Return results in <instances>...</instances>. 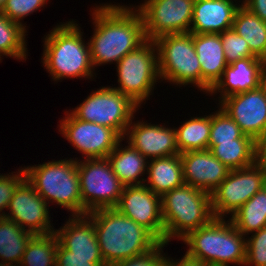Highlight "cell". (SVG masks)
Here are the masks:
<instances>
[{
	"mask_svg": "<svg viewBox=\"0 0 266 266\" xmlns=\"http://www.w3.org/2000/svg\"><path fill=\"white\" fill-rule=\"evenodd\" d=\"M239 6L232 0H195L189 33L220 34L232 29Z\"/></svg>",
	"mask_w": 266,
	"mask_h": 266,
	"instance_id": "obj_20",
	"label": "cell"
},
{
	"mask_svg": "<svg viewBox=\"0 0 266 266\" xmlns=\"http://www.w3.org/2000/svg\"><path fill=\"white\" fill-rule=\"evenodd\" d=\"M138 107L128 96L109 86L93 91L70 112L77 119L110 127L124 139Z\"/></svg>",
	"mask_w": 266,
	"mask_h": 266,
	"instance_id": "obj_9",
	"label": "cell"
},
{
	"mask_svg": "<svg viewBox=\"0 0 266 266\" xmlns=\"http://www.w3.org/2000/svg\"><path fill=\"white\" fill-rule=\"evenodd\" d=\"M255 163L266 175V136L256 140Z\"/></svg>",
	"mask_w": 266,
	"mask_h": 266,
	"instance_id": "obj_39",
	"label": "cell"
},
{
	"mask_svg": "<svg viewBox=\"0 0 266 266\" xmlns=\"http://www.w3.org/2000/svg\"><path fill=\"white\" fill-rule=\"evenodd\" d=\"M68 112L60 121L59 132L85 159L107 158L125 140L110 127L77 119Z\"/></svg>",
	"mask_w": 266,
	"mask_h": 266,
	"instance_id": "obj_13",
	"label": "cell"
},
{
	"mask_svg": "<svg viewBox=\"0 0 266 266\" xmlns=\"http://www.w3.org/2000/svg\"><path fill=\"white\" fill-rule=\"evenodd\" d=\"M158 54L160 78L178 86L195 85L202 90V72L192 33L168 34L153 40Z\"/></svg>",
	"mask_w": 266,
	"mask_h": 266,
	"instance_id": "obj_7",
	"label": "cell"
},
{
	"mask_svg": "<svg viewBox=\"0 0 266 266\" xmlns=\"http://www.w3.org/2000/svg\"><path fill=\"white\" fill-rule=\"evenodd\" d=\"M260 88L263 90L264 95L266 96V68L263 70L261 75Z\"/></svg>",
	"mask_w": 266,
	"mask_h": 266,
	"instance_id": "obj_42",
	"label": "cell"
},
{
	"mask_svg": "<svg viewBox=\"0 0 266 266\" xmlns=\"http://www.w3.org/2000/svg\"><path fill=\"white\" fill-rule=\"evenodd\" d=\"M87 214L94 222L106 266L148 253L161 243L148 229L116 208L97 209Z\"/></svg>",
	"mask_w": 266,
	"mask_h": 266,
	"instance_id": "obj_2",
	"label": "cell"
},
{
	"mask_svg": "<svg viewBox=\"0 0 266 266\" xmlns=\"http://www.w3.org/2000/svg\"><path fill=\"white\" fill-rule=\"evenodd\" d=\"M14 173L17 174L12 172L10 175L5 174L0 177V218L4 217L5 212L3 210L8 208L15 189L25 179L23 168Z\"/></svg>",
	"mask_w": 266,
	"mask_h": 266,
	"instance_id": "obj_36",
	"label": "cell"
},
{
	"mask_svg": "<svg viewBox=\"0 0 266 266\" xmlns=\"http://www.w3.org/2000/svg\"><path fill=\"white\" fill-rule=\"evenodd\" d=\"M246 238L245 265L266 266V227Z\"/></svg>",
	"mask_w": 266,
	"mask_h": 266,
	"instance_id": "obj_34",
	"label": "cell"
},
{
	"mask_svg": "<svg viewBox=\"0 0 266 266\" xmlns=\"http://www.w3.org/2000/svg\"><path fill=\"white\" fill-rule=\"evenodd\" d=\"M77 160L80 179L82 215L102 208H115L123 185L112 171L107 158Z\"/></svg>",
	"mask_w": 266,
	"mask_h": 266,
	"instance_id": "obj_10",
	"label": "cell"
},
{
	"mask_svg": "<svg viewBox=\"0 0 266 266\" xmlns=\"http://www.w3.org/2000/svg\"><path fill=\"white\" fill-rule=\"evenodd\" d=\"M266 61L258 57H247L228 64L222 77L211 88L209 94L220 92L219 102L231 95L260 87V79Z\"/></svg>",
	"mask_w": 266,
	"mask_h": 266,
	"instance_id": "obj_19",
	"label": "cell"
},
{
	"mask_svg": "<svg viewBox=\"0 0 266 266\" xmlns=\"http://www.w3.org/2000/svg\"><path fill=\"white\" fill-rule=\"evenodd\" d=\"M77 159H63L25 168V178L34 190L47 202H55L71 211L72 215H82L80 179Z\"/></svg>",
	"mask_w": 266,
	"mask_h": 266,
	"instance_id": "obj_6",
	"label": "cell"
},
{
	"mask_svg": "<svg viewBox=\"0 0 266 266\" xmlns=\"http://www.w3.org/2000/svg\"><path fill=\"white\" fill-rule=\"evenodd\" d=\"M193 43L202 72V91L209 93L222 77L228 63L220 34H193Z\"/></svg>",
	"mask_w": 266,
	"mask_h": 266,
	"instance_id": "obj_22",
	"label": "cell"
},
{
	"mask_svg": "<svg viewBox=\"0 0 266 266\" xmlns=\"http://www.w3.org/2000/svg\"><path fill=\"white\" fill-rule=\"evenodd\" d=\"M115 208L148 229L161 243H164L161 197L145 184L123 187L119 203Z\"/></svg>",
	"mask_w": 266,
	"mask_h": 266,
	"instance_id": "obj_15",
	"label": "cell"
},
{
	"mask_svg": "<svg viewBox=\"0 0 266 266\" xmlns=\"http://www.w3.org/2000/svg\"><path fill=\"white\" fill-rule=\"evenodd\" d=\"M7 209L10 214L6 213L4 217L33 235H45L56 230L50 223L49 205L26 178L15 189Z\"/></svg>",
	"mask_w": 266,
	"mask_h": 266,
	"instance_id": "obj_14",
	"label": "cell"
},
{
	"mask_svg": "<svg viewBox=\"0 0 266 266\" xmlns=\"http://www.w3.org/2000/svg\"><path fill=\"white\" fill-rule=\"evenodd\" d=\"M147 179L144 183L151 191L162 197L169 191L183 185V167L180 154L148 160Z\"/></svg>",
	"mask_w": 266,
	"mask_h": 266,
	"instance_id": "obj_23",
	"label": "cell"
},
{
	"mask_svg": "<svg viewBox=\"0 0 266 266\" xmlns=\"http://www.w3.org/2000/svg\"><path fill=\"white\" fill-rule=\"evenodd\" d=\"M262 21H266V0H248L244 5Z\"/></svg>",
	"mask_w": 266,
	"mask_h": 266,
	"instance_id": "obj_40",
	"label": "cell"
},
{
	"mask_svg": "<svg viewBox=\"0 0 266 266\" xmlns=\"http://www.w3.org/2000/svg\"><path fill=\"white\" fill-rule=\"evenodd\" d=\"M176 145L179 153L207 150L211 131V114L191 117L176 129Z\"/></svg>",
	"mask_w": 266,
	"mask_h": 266,
	"instance_id": "obj_29",
	"label": "cell"
},
{
	"mask_svg": "<svg viewBox=\"0 0 266 266\" xmlns=\"http://www.w3.org/2000/svg\"><path fill=\"white\" fill-rule=\"evenodd\" d=\"M58 237L55 232L33 235L27 243L19 266H56Z\"/></svg>",
	"mask_w": 266,
	"mask_h": 266,
	"instance_id": "obj_30",
	"label": "cell"
},
{
	"mask_svg": "<svg viewBox=\"0 0 266 266\" xmlns=\"http://www.w3.org/2000/svg\"><path fill=\"white\" fill-rule=\"evenodd\" d=\"M167 243H160L148 253L125 259L113 266H167L168 257L162 254Z\"/></svg>",
	"mask_w": 266,
	"mask_h": 266,
	"instance_id": "obj_37",
	"label": "cell"
},
{
	"mask_svg": "<svg viewBox=\"0 0 266 266\" xmlns=\"http://www.w3.org/2000/svg\"><path fill=\"white\" fill-rule=\"evenodd\" d=\"M164 243L184 238L190 231L207 225L213 218L211 194L183 184L161 197Z\"/></svg>",
	"mask_w": 266,
	"mask_h": 266,
	"instance_id": "obj_5",
	"label": "cell"
},
{
	"mask_svg": "<svg viewBox=\"0 0 266 266\" xmlns=\"http://www.w3.org/2000/svg\"><path fill=\"white\" fill-rule=\"evenodd\" d=\"M236 2V0H234ZM248 0H244L241 5H245L247 3Z\"/></svg>",
	"mask_w": 266,
	"mask_h": 266,
	"instance_id": "obj_44",
	"label": "cell"
},
{
	"mask_svg": "<svg viewBox=\"0 0 266 266\" xmlns=\"http://www.w3.org/2000/svg\"><path fill=\"white\" fill-rule=\"evenodd\" d=\"M213 218L207 225L190 231L181 239L189 249L186 253L208 266L244 265L246 239L233 223Z\"/></svg>",
	"mask_w": 266,
	"mask_h": 266,
	"instance_id": "obj_4",
	"label": "cell"
},
{
	"mask_svg": "<svg viewBox=\"0 0 266 266\" xmlns=\"http://www.w3.org/2000/svg\"><path fill=\"white\" fill-rule=\"evenodd\" d=\"M230 217L229 220L244 236L266 227V189L259 190Z\"/></svg>",
	"mask_w": 266,
	"mask_h": 266,
	"instance_id": "obj_28",
	"label": "cell"
},
{
	"mask_svg": "<svg viewBox=\"0 0 266 266\" xmlns=\"http://www.w3.org/2000/svg\"><path fill=\"white\" fill-rule=\"evenodd\" d=\"M195 0H145L136 7L147 40L168 34L189 33Z\"/></svg>",
	"mask_w": 266,
	"mask_h": 266,
	"instance_id": "obj_11",
	"label": "cell"
},
{
	"mask_svg": "<svg viewBox=\"0 0 266 266\" xmlns=\"http://www.w3.org/2000/svg\"><path fill=\"white\" fill-rule=\"evenodd\" d=\"M116 67L119 86L112 88L128 96L140 107L143 101L148 100L155 83L161 79L155 42L146 40L136 50L127 53Z\"/></svg>",
	"mask_w": 266,
	"mask_h": 266,
	"instance_id": "obj_8",
	"label": "cell"
},
{
	"mask_svg": "<svg viewBox=\"0 0 266 266\" xmlns=\"http://www.w3.org/2000/svg\"><path fill=\"white\" fill-rule=\"evenodd\" d=\"M225 59L228 64L247 57H256L249 49L246 40L233 29L220 33Z\"/></svg>",
	"mask_w": 266,
	"mask_h": 266,
	"instance_id": "obj_33",
	"label": "cell"
},
{
	"mask_svg": "<svg viewBox=\"0 0 266 266\" xmlns=\"http://www.w3.org/2000/svg\"><path fill=\"white\" fill-rule=\"evenodd\" d=\"M71 216L63 227L55 230L58 242L71 256L103 257L92 218L88 214Z\"/></svg>",
	"mask_w": 266,
	"mask_h": 266,
	"instance_id": "obj_21",
	"label": "cell"
},
{
	"mask_svg": "<svg viewBox=\"0 0 266 266\" xmlns=\"http://www.w3.org/2000/svg\"><path fill=\"white\" fill-rule=\"evenodd\" d=\"M220 108L255 141L266 136V96L259 87L222 99Z\"/></svg>",
	"mask_w": 266,
	"mask_h": 266,
	"instance_id": "obj_16",
	"label": "cell"
},
{
	"mask_svg": "<svg viewBox=\"0 0 266 266\" xmlns=\"http://www.w3.org/2000/svg\"><path fill=\"white\" fill-rule=\"evenodd\" d=\"M26 31L25 25L11 21L0 11V60L2 55L18 60L26 59Z\"/></svg>",
	"mask_w": 266,
	"mask_h": 266,
	"instance_id": "obj_31",
	"label": "cell"
},
{
	"mask_svg": "<svg viewBox=\"0 0 266 266\" xmlns=\"http://www.w3.org/2000/svg\"><path fill=\"white\" fill-rule=\"evenodd\" d=\"M232 29L246 40L256 57L266 61V21L240 5L235 12Z\"/></svg>",
	"mask_w": 266,
	"mask_h": 266,
	"instance_id": "obj_25",
	"label": "cell"
},
{
	"mask_svg": "<svg viewBox=\"0 0 266 266\" xmlns=\"http://www.w3.org/2000/svg\"><path fill=\"white\" fill-rule=\"evenodd\" d=\"M264 188L266 189V178H265V182H264Z\"/></svg>",
	"mask_w": 266,
	"mask_h": 266,
	"instance_id": "obj_45",
	"label": "cell"
},
{
	"mask_svg": "<svg viewBox=\"0 0 266 266\" xmlns=\"http://www.w3.org/2000/svg\"><path fill=\"white\" fill-rule=\"evenodd\" d=\"M185 184L211 194L228 176L231 169L217 159L209 149L180 154Z\"/></svg>",
	"mask_w": 266,
	"mask_h": 266,
	"instance_id": "obj_18",
	"label": "cell"
},
{
	"mask_svg": "<svg viewBox=\"0 0 266 266\" xmlns=\"http://www.w3.org/2000/svg\"><path fill=\"white\" fill-rule=\"evenodd\" d=\"M167 266H208V265L185 253V255L179 261L177 260L175 261L172 258L168 257Z\"/></svg>",
	"mask_w": 266,
	"mask_h": 266,
	"instance_id": "obj_41",
	"label": "cell"
},
{
	"mask_svg": "<svg viewBox=\"0 0 266 266\" xmlns=\"http://www.w3.org/2000/svg\"><path fill=\"white\" fill-rule=\"evenodd\" d=\"M133 121L124 134L128 144L148 158H162L180 154L176 145V130L164 125Z\"/></svg>",
	"mask_w": 266,
	"mask_h": 266,
	"instance_id": "obj_17",
	"label": "cell"
},
{
	"mask_svg": "<svg viewBox=\"0 0 266 266\" xmlns=\"http://www.w3.org/2000/svg\"><path fill=\"white\" fill-rule=\"evenodd\" d=\"M6 1H7V0H0V11H1L2 8L4 7Z\"/></svg>",
	"mask_w": 266,
	"mask_h": 266,
	"instance_id": "obj_43",
	"label": "cell"
},
{
	"mask_svg": "<svg viewBox=\"0 0 266 266\" xmlns=\"http://www.w3.org/2000/svg\"><path fill=\"white\" fill-rule=\"evenodd\" d=\"M79 27L73 20L61 23L44 37L42 63L53 81L78 77L91 79L95 75L90 46L85 44Z\"/></svg>",
	"mask_w": 266,
	"mask_h": 266,
	"instance_id": "obj_3",
	"label": "cell"
},
{
	"mask_svg": "<svg viewBox=\"0 0 266 266\" xmlns=\"http://www.w3.org/2000/svg\"><path fill=\"white\" fill-rule=\"evenodd\" d=\"M32 236L12 220L0 218V266H19Z\"/></svg>",
	"mask_w": 266,
	"mask_h": 266,
	"instance_id": "obj_27",
	"label": "cell"
},
{
	"mask_svg": "<svg viewBox=\"0 0 266 266\" xmlns=\"http://www.w3.org/2000/svg\"><path fill=\"white\" fill-rule=\"evenodd\" d=\"M265 178V173L256 163L245 168L231 170L211 193L214 218L232 215L264 187Z\"/></svg>",
	"mask_w": 266,
	"mask_h": 266,
	"instance_id": "obj_12",
	"label": "cell"
},
{
	"mask_svg": "<svg viewBox=\"0 0 266 266\" xmlns=\"http://www.w3.org/2000/svg\"><path fill=\"white\" fill-rule=\"evenodd\" d=\"M120 145L119 142L107 156L112 171L124 187L144 184L145 179L141 176L147 174L145 172H147L148 160L129 144L124 148Z\"/></svg>",
	"mask_w": 266,
	"mask_h": 266,
	"instance_id": "obj_24",
	"label": "cell"
},
{
	"mask_svg": "<svg viewBox=\"0 0 266 266\" xmlns=\"http://www.w3.org/2000/svg\"><path fill=\"white\" fill-rule=\"evenodd\" d=\"M56 266H106V264L103 257L71 256V252L58 242Z\"/></svg>",
	"mask_w": 266,
	"mask_h": 266,
	"instance_id": "obj_38",
	"label": "cell"
},
{
	"mask_svg": "<svg viewBox=\"0 0 266 266\" xmlns=\"http://www.w3.org/2000/svg\"><path fill=\"white\" fill-rule=\"evenodd\" d=\"M132 7L104 4L93 9L95 29L88 43L94 68L113 62L117 64L147 40L141 14Z\"/></svg>",
	"mask_w": 266,
	"mask_h": 266,
	"instance_id": "obj_1",
	"label": "cell"
},
{
	"mask_svg": "<svg viewBox=\"0 0 266 266\" xmlns=\"http://www.w3.org/2000/svg\"><path fill=\"white\" fill-rule=\"evenodd\" d=\"M47 0H7L2 8L3 14L21 25L23 18L44 7ZM21 21V22H20Z\"/></svg>",
	"mask_w": 266,
	"mask_h": 266,
	"instance_id": "obj_35",
	"label": "cell"
},
{
	"mask_svg": "<svg viewBox=\"0 0 266 266\" xmlns=\"http://www.w3.org/2000/svg\"><path fill=\"white\" fill-rule=\"evenodd\" d=\"M208 149L231 170L255 163L256 141L253 138H238L233 142H209Z\"/></svg>",
	"mask_w": 266,
	"mask_h": 266,
	"instance_id": "obj_26",
	"label": "cell"
},
{
	"mask_svg": "<svg viewBox=\"0 0 266 266\" xmlns=\"http://www.w3.org/2000/svg\"><path fill=\"white\" fill-rule=\"evenodd\" d=\"M211 115L209 142H233L238 138H252L245 135L239 125L220 107Z\"/></svg>",
	"mask_w": 266,
	"mask_h": 266,
	"instance_id": "obj_32",
	"label": "cell"
}]
</instances>
